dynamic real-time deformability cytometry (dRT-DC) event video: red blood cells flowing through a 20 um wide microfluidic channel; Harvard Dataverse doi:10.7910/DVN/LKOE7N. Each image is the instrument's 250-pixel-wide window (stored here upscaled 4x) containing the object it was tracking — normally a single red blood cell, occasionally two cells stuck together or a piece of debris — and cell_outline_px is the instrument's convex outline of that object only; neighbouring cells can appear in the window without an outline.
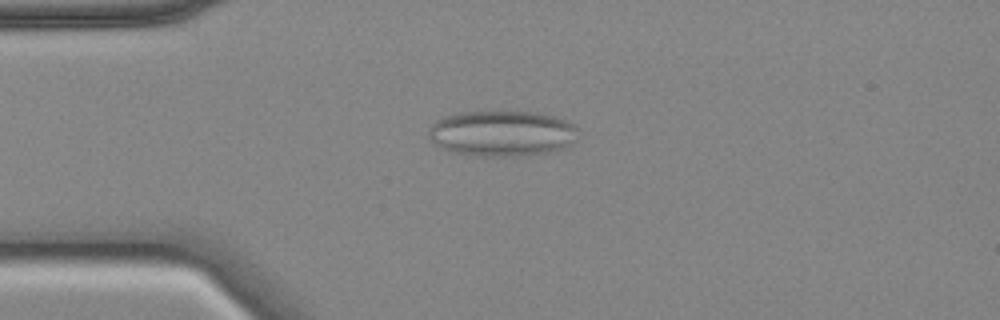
{"species": "common noctule bat (a hibernating species)", "species_latin": "Nyctalus noctula", "temperature_condition": "cold", "stored_images_in_passage": 56, "camera_frame_rate_fps": 3000, "um_per_image_px": 0.085, "animal": {"sex": "female", "body_mass_g": 18.4}, "frame": {"image": 1, "passage_image": 13, "time_ms": 4.0, "image_size_px": [1000, 320], "cell_outline_px": [[576, 140], [568, 148], [528, 156], [472, 156], [456, 152], [444, 148], [428, 140], [428, 132], [432, 124], [436, 120], [444, 116], [460, 112], [536, 112], [552, 116], [564, 120], [572, 124], [576, 128]], "centroid_in_image_um": [42.67, 11.35], "position_along_channel_um": 42.3, "area_um2": 40.0}}
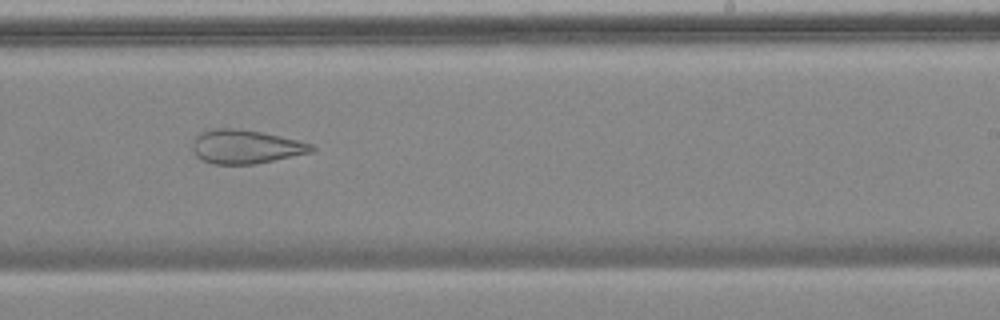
{"frame": {"image": 2, "passage_image": 34, "time_ms": 11.0, "image_size_px": [1000, 320], "cell_outline_px": [[316, 148], [312, 152], [252, 164], [212, 164], [200, 160], [196, 156], [192, 148], [192, 144], [196, 136], [200, 132], [208, 128], [236, 128], [260, 132], [300, 140], [312, 144]], "centroid_in_image_um": [20.83, 12.46], "position_along_channel_um": 268.2, "area_um2": 23.52}}
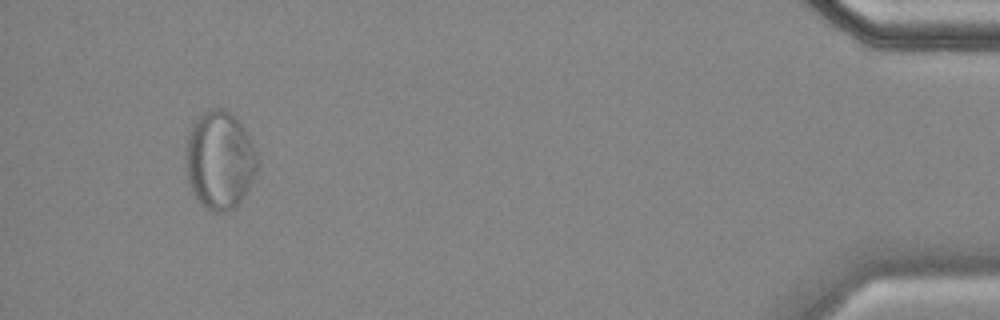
{"frame": {"image": 3, "passage_image": 53, "time_ms": 17.333, "image_size_px": [1000, 320], "cell_outline_px": [[256, 172], [244, 196], [232, 208], [220, 212], [216, 212], [208, 208], [192, 192], [188, 184], [184, 160], [184, 152], [188, 136], [192, 124], [196, 116], [200, 112], [208, 108], [220, 108], [228, 112], [240, 124], [248, 136], [256, 152]], "centroid_in_image_um": [18.61, 13.57], "position_along_channel_um": 416.6, "area_um2": 40.63}}